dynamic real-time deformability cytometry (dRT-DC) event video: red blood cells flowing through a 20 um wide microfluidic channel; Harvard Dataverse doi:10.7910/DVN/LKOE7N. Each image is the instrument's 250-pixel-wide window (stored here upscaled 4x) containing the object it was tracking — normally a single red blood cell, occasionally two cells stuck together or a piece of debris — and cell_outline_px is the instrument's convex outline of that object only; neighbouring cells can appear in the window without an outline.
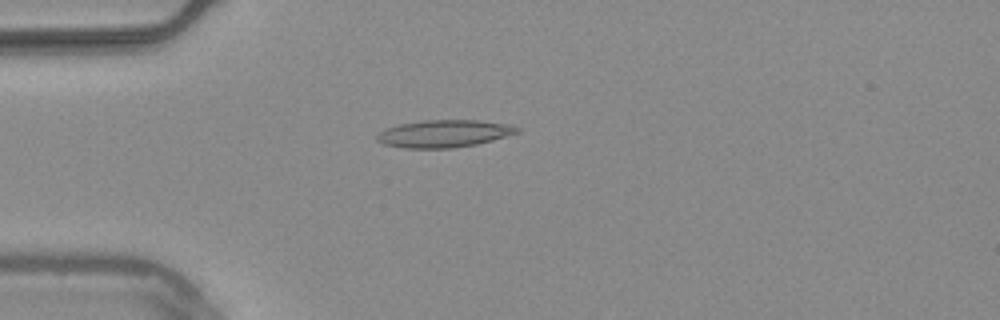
{"species": "common noctule bat (a hibernating species)", "species_latin": "Nyctalus noctula", "temperature_condition": "warm", "stored_images_in_passage": 51, "camera_frame_rate_fps": 3000, "um_per_image_px": 0.085, "animal": {"sex": "male", "body_mass_g": 20.4}, "frame": {"image": 1, "passage_image": 12, "time_ms": 3.667, "image_size_px": [1000, 320], "cell_outline_px": [[520, 132], [492, 140], [476, 144], [452, 148], [400, 148], [384, 144], [376, 140], [376, 136], [384, 128], [400, 124], [424, 120], [476, 120], [508, 124], [520, 128]], "centroid_in_image_um": [37.71, 11.36], "position_along_channel_um": 47.3, "area_um2": 22.37}}
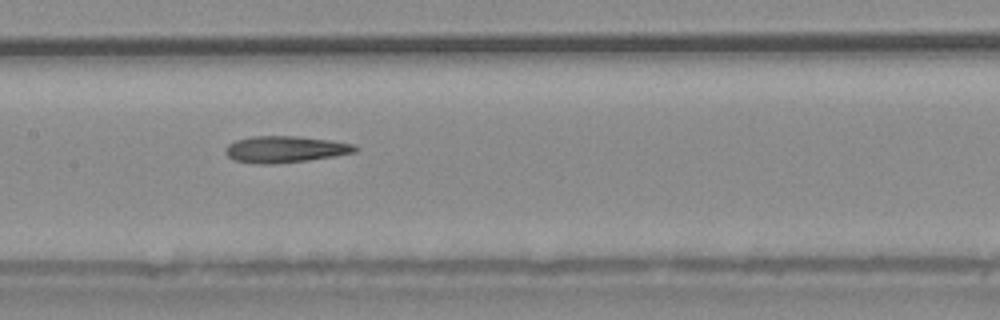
{"frame": {"image": 2, "passage_image": 24, "time_ms": 7.667, "image_size_px": [1000, 320], "cell_outline_px": [[360, 148], [356, 152], [308, 160], [272, 164], [256, 164], [236, 160], [228, 156], [224, 152], [224, 148], [228, 144], [236, 140], [252, 136], [296, 136], [328, 140], [356, 144]], "centroid_in_image_um": [24.23, 12.69], "position_along_channel_um": 183.2, "area_um2": 20.06}}
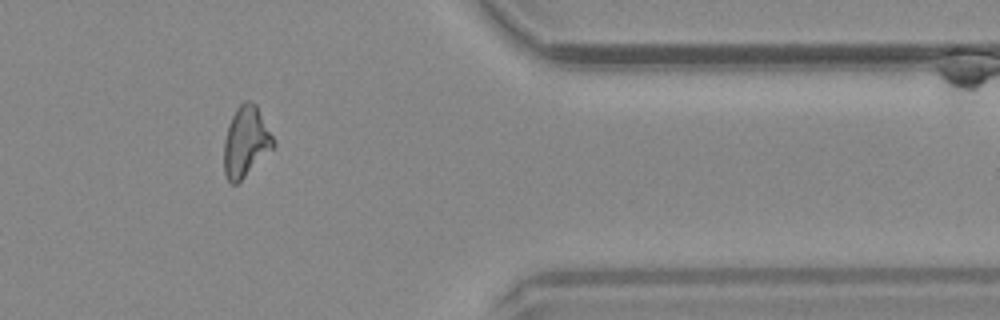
{"frame": {"image": 3, "passage_image": 42, "time_ms": 13.667, "image_size_px": [1000, 320], "cell_outline_px": [[276, 144], [236, 184], [232, 184], [224, 176], [224, 140], [228, 124], [236, 108], [244, 100], [248, 100], [256, 104]], "centroid_in_image_um": [20.86, 12.02], "position_along_channel_um": 390.5, "area_um2": 19.88}, "authors_computed_cell_mechanics": {"area_um2": 20.1722, "velocity_mm_per_s": 3.7843, "shape_relaxation_time_tau1_ms": null, "shape_relaxation_time_tau2_ms": 4.7935, "deformation_change_tau1": null, "deformation_change_tau2": 0.1761}}